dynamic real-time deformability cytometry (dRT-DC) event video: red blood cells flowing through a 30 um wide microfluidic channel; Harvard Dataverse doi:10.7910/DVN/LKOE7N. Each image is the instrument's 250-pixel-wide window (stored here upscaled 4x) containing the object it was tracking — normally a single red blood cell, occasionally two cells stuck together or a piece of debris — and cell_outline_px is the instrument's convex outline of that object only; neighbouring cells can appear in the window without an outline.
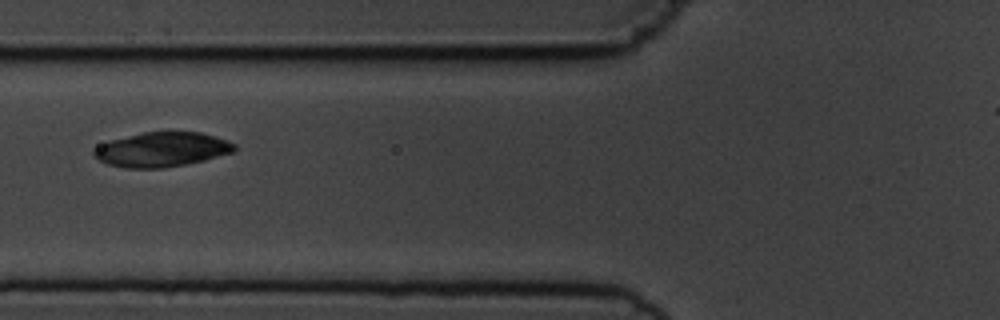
{"species": "common noctule bat (a hibernating species)", "species_latin": "Nyctalus noctula", "temperature_condition": "cold", "stored_images_in_passage": 8, "camera_frame_rate_fps": 3000, "um_per_image_px": 0.085, "animal": {"sex": "male", "body_mass_g": 19.5, "forearm_length_mm": 54.6}, "frame": {"image": 1, "passage_image": 6, "time_ms": 6.0, "image_size_px": [1000, 320], "cell_outline_px": [[236, 152], [204, 160], [164, 168], [128, 168], [108, 164], [92, 156], [92, 148], [108, 140], [144, 132], [200, 132], [228, 140], [236, 144]], "centroid_in_image_um": [13.75, 12.7], "position_along_channel_um": 112.1, "area_um2": 28.5}}
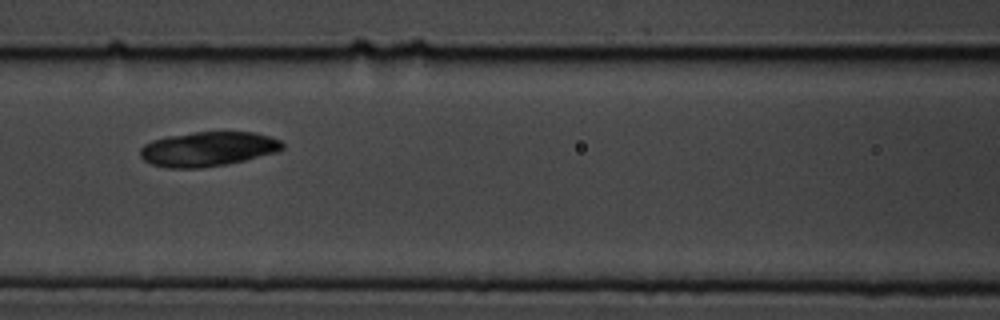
{"frame": {"image": 2, "passage_image": 7, "time_ms": 7.0, "image_size_px": [1000, 320], "cell_outline_px": [[284, 148], [280, 152], [244, 160], [224, 164], [200, 168], [168, 168], [152, 164], [144, 160], [140, 156], [140, 148], [144, 144], [152, 140], [168, 136], [192, 132], [252, 132], [268, 136], [280, 140], [284, 144]], "centroid_in_image_um": [17.68, 12.66], "position_along_channel_um": 148.9, "area_um2": 28.67}}
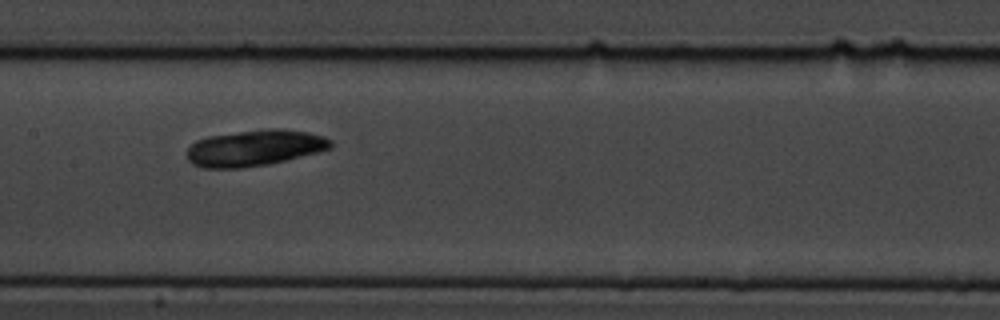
{"frame": {"image": 3, "passage_image": 8, "time_ms": 8.0, "image_size_px": [1000, 320], "cell_outline_px": [[332, 148], [288, 160], [268, 164], [244, 168], [204, 168], [192, 164], [188, 160], [188, 148], [196, 140], [208, 136], [264, 128], [280, 128], [308, 132], [324, 136], [332, 140]], "centroid_in_image_um": [21.66, 12.57], "position_along_channel_um": 185.7, "area_um2": 30.52}}